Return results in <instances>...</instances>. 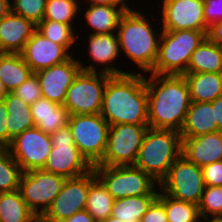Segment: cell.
Returning <instances> with one entry per match:
<instances>
[{
	"instance_id": "obj_1",
	"label": "cell",
	"mask_w": 222,
	"mask_h": 222,
	"mask_svg": "<svg viewBox=\"0 0 222 222\" xmlns=\"http://www.w3.org/2000/svg\"><path fill=\"white\" fill-rule=\"evenodd\" d=\"M145 74L148 96V127L182 129L191 99L183 75Z\"/></svg>"
},
{
	"instance_id": "obj_37",
	"label": "cell",
	"mask_w": 222,
	"mask_h": 222,
	"mask_svg": "<svg viewBox=\"0 0 222 222\" xmlns=\"http://www.w3.org/2000/svg\"><path fill=\"white\" fill-rule=\"evenodd\" d=\"M12 93L28 105H32L36 100L42 98L39 80L34 73Z\"/></svg>"
},
{
	"instance_id": "obj_6",
	"label": "cell",
	"mask_w": 222,
	"mask_h": 222,
	"mask_svg": "<svg viewBox=\"0 0 222 222\" xmlns=\"http://www.w3.org/2000/svg\"><path fill=\"white\" fill-rule=\"evenodd\" d=\"M96 177L103 183L111 196L122 199L141 195H158L159 183L149 174L134 165H94Z\"/></svg>"
},
{
	"instance_id": "obj_17",
	"label": "cell",
	"mask_w": 222,
	"mask_h": 222,
	"mask_svg": "<svg viewBox=\"0 0 222 222\" xmlns=\"http://www.w3.org/2000/svg\"><path fill=\"white\" fill-rule=\"evenodd\" d=\"M81 71L78 59L73 55L66 61L34 73L42 92V97L64 104L66 92Z\"/></svg>"
},
{
	"instance_id": "obj_25",
	"label": "cell",
	"mask_w": 222,
	"mask_h": 222,
	"mask_svg": "<svg viewBox=\"0 0 222 222\" xmlns=\"http://www.w3.org/2000/svg\"><path fill=\"white\" fill-rule=\"evenodd\" d=\"M7 108L8 146L11 141L27 129L35 127L30 105L8 92L3 98Z\"/></svg>"
},
{
	"instance_id": "obj_18",
	"label": "cell",
	"mask_w": 222,
	"mask_h": 222,
	"mask_svg": "<svg viewBox=\"0 0 222 222\" xmlns=\"http://www.w3.org/2000/svg\"><path fill=\"white\" fill-rule=\"evenodd\" d=\"M71 52L35 30L20 54L33 73H36L68 60L72 56Z\"/></svg>"
},
{
	"instance_id": "obj_20",
	"label": "cell",
	"mask_w": 222,
	"mask_h": 222,
	"mask_svg": "<svg viewBox=\"0 0 222 222\" xmlns=\"http://www.w3.org/2000/svg\"><path fill=\"white\" fill-rule=\"evenodd\" d=\"M35 30L31 20L10 11L0 20V53H20Z\"/></svg>"
},
{
	"instance_id": "obj_22",
	"label": "cell",
	"mask_w": 222,
	"mask_h": 222,
	"mask_svg": "<svg viewBox=\"0 0 222 222\" xmlns=\"http://www.w3.org/2000/svg\"><path fill=\"white\" fill-rule=\"evenodd\" d=\"M30 111L35 127L49 135L68 124L70 116L63 105L43 97L30 105Z\"/></svg>"
},
{
	"instance_id": "obj_49",
	"label": "cell",
	"mask_w": 222,
	"mask_h": 222,
	"mask_svg": "<svg viewBox=\"0 0 222 222\" xmlns=\"http://www.w3.org/2000/svg\"><path fill=\"white\" fill-rule=\"evenodd\" d=\"M7 90L4 87L2 80L0 79V100H2L7 95Z\"/></svg>"
},
{
	"instance_id": "obj_48",
	"label": "cell",
	"mask_w": 222,
	"mask_h": 222,
	"mask_svg": "<svg viewBox=\"0 0 222 222\" xmlns=\"http://www.w3.org/2000/svg\"><path fill=\"white\" fill-rule=\"evenodd\" d=\"M31 222H55V221L48 220L43 215H35Z\"/></svg>"
},
{
	"instance_id": "obj_23",
	"label": "cell",
	"mask_w": 222,
	"mask_h": 222,
	"mask_svg": "<svg viewBox=\"0 0 222 222\" xmlns=\"http://www.w3.org/2000/svg\"><path fill=\"white\" fill-rule=\"evenodd\" d=\"M87 8V9H86ZM84 7V19L91 34H110L117 31L122 15L130 6L91 5Z\"/></svg>"
},
{
	"instance_id": "obj_31",
	"label": "cell",
	"mask_w": 222,
	"mask_h": 222,
	"mask_svg": "<svg viewBox=\"0 0 222 222\" xmlns=\"http://www.w3.org/2000/svg\"><path fill=\"white\" fill-rule=\"evenodd\" d=\"M165 206L168 222H199L198 205L175 199L159 191L157 197Z\"/></svg>"
},
{
	"instance_id": "obj_19",
	"label": "cell",
	"mask_w": 222,
	"mask_h": 222,
	"mask_svg": "<svg viewBox=\"0 0 222 222\" xmlns=\"http://www.w3.org/2000/svg\"><path fill=\"white\" fill-rule=\"evenodd\" d=\"M181 139V155L189 162L202 168L222 160V131Z\"/></svg>"
},
{
	"instance_id": "obj_24",
	"label": "cell",
	"mask_w": 222,
	"mask_h": 222,
	"mask_svg": "<svg viewBox=\"0 0 222 222\" xmlns=\"http://www.w3.org/2000/svg\"><path fill=\"white\" fill-rule=\"evenodd\" d=\"M191 102H212L222 96V73H185Z\"/></svg>"
},
{
	"instance_id": "obj_50",
	"label": "cell",
	"mask_w": 222,
	"mask_h": 222,
	"mask_svg": "<svg viewBox=\"0 0 222 222\" xmlns=\"http://www.w3.org/2000/svg\"><path fill=\"white\" fill-rule=\"evenodd\" d=\"M97 222H125V221L110 216V217H108V218L99 220V221H97Z\"/></svg>"
},
{
	"instance_id": "obj_4",
	"label": "cell",
	"mask_w": 222,
	"mask_h": 222,
	"mask_svg": "<svg viewBox=\"0 0 222 222\" xmlns=\"http://www.w3.org/2000/svg\"><path fill=\"white\" fill-rule=\"evenodd\" d=\"M181 150L182 139L179 131L148 127L134 166L160 183L181 155Z\"/></svg>"
},
{
	"instance_id": "obj_16",
	"label": "cell",
	"mask_w": 222,
	"mask_h": 222,
	"mask_svg": "<svg viewBox=\"0 0 222 222\" xmlns=\"http://www.w3.org/2000/svg\"><path fill=\"white\" fill-rule=\"evenodd\" d=\"M90 34V35H89ZM88 34V49L90 59L92 62L89 65L78 59L82 71L86 72H102L110 75H123L126 73H133V71H125L116 67L118 57L121 56L120 45L118 41L117 33L110 34ZM117 60V61H116ZM97 63L96 65L94 63ZM84 63V65H83ZM103 66L101 69L97 68V65ZM116 65V66H114Z\"/></svg>"
},
{
	"instance_id": "obj_41",
	"label": "cell",
	"mask_w": 222,
	"mask_h": 222,
	"mask_svg": "<svg viewBox=\"0 0 222 222\" xmlns=\"http://www.w3.org/2000/svg\"><path fill=\"white\" fill-rule=\"evenodd\" d=\"M7 108L4 100H0V148L8 147V128L6 124Z\"/></svg>"
},
{
	"instance_id": "obj_43",
	"label": "cell",
	"mask_w": 222,
	"mask_h": 222,
	"mask_svg": "<svg viewBox=\"0 0 222 222\" xmlns=\"http://www.w3.org/2000/svg\"><path fill=\"white\" fill-rule=\"evenodd\" d=\"M60 222H97L87 210H83L75 213L70 218L62 220Z\"/></svg>"
},
{
	"instance_id": "obj_9",
	"label": "cell",
	"mask_w": 222,
	"mask_h": 222,
	"mask_svg": "<svg viewBox=\"0 0 222 222\" xmlns=\"http://www.w3.org/2000/svg\"><path fill=\"white\" fill-rule=\"evenodd\" d=\"M110 74L80 71L66 92L63 106L70 115L100 114Z\"/></svg>"
},
{
	"instance_id": "obj_26",
	"label": "cell",
	"mask_w": 222,
	"mask_h": 222,
	"mask_svg": "<svg viewBox=\"0 0 222 222\" xmlns=\"http://www.w3.org/2000/svg\"><path fill=\"white\" fill-rule=\"evenodd\" d=\"M222 73V46L208 37L192 53L186 73Z\"/></svg>"
},
{
	"instance_id": "obj_33",
	"label": "cell",
	"mask_w": 222,
	"mask_h": 222,
	"mask_svg": "<svg viewBox=\"0 0 222 222\" xmlns=\"http://www.w3.org/2000/svg\"><path fill=\"white\" fill-rule=\"evenodd\" d=\"M80 4L79 0H47L43 19L71 25L74 28L75 18L82 10L79 8L82 7Z\"/></svg>"
},
{
	"instance_id": "obj_39",
	"label": "cell",
	"mask_w": 222,
	"mask_h": 222,
	"mask_svg": "<svg viewBox=\"0 0 222 222\" xmlns=\"http://www.w3.org/2000/svg\"><path fill=\"white\" fill-rule=\"evenodd\" d=\"M140 222H168L164 204L156 198L142 216Z\"/></svg>"
},
{
	"instance_id": "obj_45",
	"label": "cell",
	"mask_w": 222,
	"mask_h": 222,
	"mask_svg": "<svg viewBox=\"0 0 222 222\" xmlns=\"http://www.w3.org/2000/svg\"><path fill=\"white\" fill-rule=\"evenodd\" d=\"M128 0H83L82 2L91 5H107V6H129Z\"/></svg>"
},
{
	"instance_id": "obj_38",
	"label": "cell",
	"mask_w": 222,
	"mask_h": 222,
	"mask_svg": "<svg viewBox=\"0 0 222 222\" xmlns=\"http://www.w3.org/2000/svg\"><path fill=\"white\" fill-rule=\"evenodd\" d=\"M201 169L205 186H222V160L210 163Z\"/></svg>"
},
{
	"instance_id": "obj_36",
	"label": "cell",
	"mask_w": 222,
	"mask_h": 222,
	"mask_svg": "<svg viewBox=\"0 0 222 222\" xmlns=\"http://www.w3.org/2000/svg\"><path fill=\"white\" fill-rule=\"evenodd\" d=\"M198 208L200 216L222 215V186H205Z\"/></svg>"
},
{
	"instance_id": "obj_44",
	"label": "cell",
	"mask_w": 222,
	"mask_h": 222,
	"mask_svg": "<svg viewBox=\"0 0 222 222\" xmlns=\"http://www.w3.org/2000/svg\"><path fill=\"white\" fill-rule=\"evenodd\" d=\"M211 103L214 109V115H215V120L217 123V128L220 131H222V96H219Z\"/></svg>"
},
{
	"instance_id": "obj_27",
	"label": "cell",
	"mask_w": 222,
	"mask_h": 222,
	"mask_svg": "<svg viewBox=\"0 0 222 222\" xmlns=\"http://www.w3.org/2000/svg\"><path fill=\"white\" fill-rule=\"evenodd\" d=\"M32 74L20 53H0V79L7 92L14 91Z\"/></svg>"
},
{
	"instance_id": "obj_8",
	"label": "cell",
	"mask_w": 222,
	"mask_h": 222,
	"mask_svg": "<svg viewBox=\"0 0 222 222\" xmlns=\"http://www.w3.org/2000/svg\"><path fill=\"white\" fill-rule=\"evenodd\" d=\"M52 149L43 170L66 179L90 172L93 166L75 146L68 124L50 135Z\"/></svg>"
},
{
	"instance_id": "obj_42",
	"label": "cell",
	"mask_w": 222,
	"mask_h": 222,
	"mask_svg": "<svg viewBox=\"0 0 222 222\" xmlns=\"http://www.w3.org/2000/svg\"><path fill=\"white\" fill-rule=\"evenodd\" d=\"M207 37L214 43L222 46V20L209 27Z\"/></svg>"
},
{
	"instance_id": "obj_13",
	"label": "cell",
	"mask_w": 222,
	"mask_h": 222,
	"mask_svg": "<svg viewBox=\"0 0 222 222\" xmlns=\"http://www.w3.org/2000/svg\"><path fill=\"white\" fill-rule=\"evenodd\" d=\"M159 20L162 31L195 30L208 34L209 27L204 18V0H160ZM159 18V19H157ZM161 20V21H160Z\"/></svg>"
},
{
	"instance_id": "obj_12",
	"label": "cell",
	"mask_w": 222,
	"mask_h": 222,
	"mask_svg": "<svg viewBox=\"0 0 222 222\" xmlns=\"http://www.w3.org/2000/svg\"><path fill=\"white\" fill-rule=\"evenodd\" d=\"M65 180L52 172L35 169L22 173L19 191L29 209L35 215H43L60 193Z\"/></svg>"
},
{
	"instance_id": "obj_7",
	"label": "cell",
	"mask_w": 222,
	"mask_h": 222,
	"mask_svg": "<svg viewBox=\"0 0 222 222\" xmlns=\"http://www.w3.org/2000/svg\"><path fill=\"white\" fill-rule=\"evenodd\" d=\"M75 146L92 165H96L103 157L110 125L100 114H74L69 116Z\"/></svg>"
},
{
	"instance_id": "obj_29",
	"label": "cell",
	"mask_w": 222,
	"mask_h": 222,
	"mask_svg": "<svg viewBox=\"0 0 222 222\" xmlns=\"http://www.w3.org/2000/svg\"><path fill=\"white\" fill-rule=\"evenodd\" d=\"M34 216L19 190L0 193V222H31Z\"/></svg>"
},
{
	"instance_id": "obj_47",
	"label": "cell",
	"mask_w": 222,
	"mask_h": 222,
	"mask_svg": "<svg viewBox=\"0 0 222 222\" xmlns=\"http://www.w3.org/2000/svg\"><path fill=\"white\" fill-rule=\"evenodd\" d=\"M212 218H211V217ZM208 215V216H201V222H202V220L204 221H206V222H222V215L221 214H217V215Z\"/></svg>"
},
{
	"instance_id": "obj_11",
	"label": "cell",
	"mask_w": 222,
	"mask_h": 222,
	"mask_svg": "<svg viewBox=\"0 0 222 222\" xmlns=\"http://www.w3.org/2000/svg\"><path fill=\"white\" fill-rule=\"evenodd\" d=\"M148 125L117 124L110 126L102 159L96 165H134Z\"/></svg>"
},
{
	"instance_id": "obj_28",
	"label": "cell",
	"mask_w": 222,
	"mask_h": 222,
	"mask_svg": "<svg viewBox=\"0 0 222 222\" xmlns=\"http://www.w3.org/2000/svg\"><path fill=\"white\" fill-rule=\"evenodd\" d=\"M157 197L158 195H141L116 199L112 206L111 217L125 222H140Z\"/></svg>"
},
{
	"instance_id": "obj_32",
	"label": "cell",
	"mask_w": 222,
	"mask_h": 222,
	"mask_svg": "<svg viewBox=\"0 0 222 222\" xmlns=\"http://www.w3.org/2000/svg\"><path fill=\"white\" fill-rule=\"evenodd\" d=\"M36 30L52 42L63 45L68 51L74 48L79 36L71 25L45 19L36 25Z\"/></svg>"
},
{
	"instance_id": "obj_35",
	"label": "cell",
	"mask_w": 222,
	"mask_h": 222,
	"mask_svg": "<svg viewBox=\"0 0 222 222\" xmlns=\"http://www.w3.org/2000/svg\"><path fill=\"white\" fill-rule=\"evenodd\" d=\"M11 11L31 20L35 25L41 22L45 15L47 0H10Z\"/></svg>"
},
{
	"instance_id": "obj_14",
	"label": "cell",
	"mask_w": 222,
	"mask_h": 222,
	"mask_svg": "<svg viewBox=\"0 0 222 222\" xmlns=\"http://www.w3.org/2000/svg\"><path fill=\"white\" fill-rule=\"evenodd\" d=\"M95 178L96 174L92 169L84 175L66 179L60 193L43 216L48 220L60 222L85 210L90 183Z\"/></svg>"
},
{
	"instance_id": "obj_46",
	"label": "cell",
	"mask_w": 222,
	"mask_h": 222,
	"mask_svg": "<svg viewBox=\"0 0 222 222\" xmlns=\"http://www.w3.org/2000/svg\"><path fill=\"white\" fill-rule=\"evenodd\" d=\"M11 11L10 0H0V20Z\"/></svg>"
},
{
	"instance_id": "obj_30",
	"label": "cell",
	"mask_w": 222,
	"mask_h": 222,
	"mask_svg": "<svg viewBox=\"0 0 222 222\" xmlns=\"http://www.w3.org/2000/svg\"><path fill=\"white\" fill-rule=\"evenodd\" d=\"M114 201L115 199L96 177L90 183L85 210H87L96 221H99L111 216Z\"/></svg>"
},
{
	"instance_id": "obj_2",
	"label": "cell",
	"mask_w": 222,
	"mask_h": 222,
	"mask_svg": "<svg viewBox=\"0 0 222 222\" xmlns=\"http://www.w3.org/2000/svg\"><path fill=\"white\" fill-rule=\"evenodd\" d=\"M145 74L111 75L105 87L100 115L112 125H148Z\"/></svg>"
},
{
	"instance_id": "obj_10",
	"label": "cell",
	"mask_w": 222,
	"mask_h": 222,
	"mask_svg": "<svg viewBox=\"0 0 222 222\" xmlns=\"http://www.w3.org/2000/svg\"><path fill=\"white\" fill-rule=\"evenodd\" d=\"M205 184L201 167L180 155L159 183V190L175 199L199 205Z\"/></svg>"
},
{
	"instance_id": "obj_34",
	"label": "cell",
	"mask_w": 222,
	"mask_h": 222,
	"mask_svg": "<svg viewBox=\"0 0 222 222\" xmlns=\"http://www.w3.org/2000/svg\"><path fill=\"white\" fill-rule=\"evenodd\" d=\"M23 171L7 148H0V193L19 190Z\"/></svg>"
},
{
	"instance_id": "obj_5",
	"label": "cell",
	"mask_w": 222,
	"mask_h": 222,
	"mask_svg": "<svg viewBox=\"0 0 222 222\" xmlns=\"http://www.w3.org/2000/svg\"><path fill=\"white\" fill-rule=\"evenodd\" d=\"M202 31H161L156 63L151 74L184 75L192 53L205 40Z\"/></svg>"
},
{
	"instance_id": "obj_15",
	"label": "cell",
	"mask_w": 222,
	"mask_h": 222,
	"mask_svg": "<svg viewBox=\"0 0 222 222\" xmlns=\"http://www.w3.org/2000/svg\"><path fill=\"white\" fill-rule=\"evenodd\" d=\"M23 172L43 169L52 149L49 134L37 127L25 130L7 147Z\"/></svg>"
},
{
	"instance_id": "obj_40",
	"label": "cell",
	"mask_w": 222,
	"mask_h": 222,
	"mask_svg": "<svg viewBox=\"0 0 222 222\" xmlns=\"http://www.w3.org/2000/svg\"><path fill=\"white\" fill-rule=\"evenodd\" d=\"M204 18L208 27L222 20V0H204Z\"/></svg>"
},
{
	"instance_id": "obj_3",
	"label": "cell",
	"mask_w": 222,
	"mask_h": 222,
	"mask_svg": "<svg viewBox=\"0 0 222 222\" xmlns=\"http://www.w3.org/2000/svg\"><path fill=\"white\" fill-rule=\"evenodd\" d=\"M142 12V9L137 11L135 7L127 10L120 19L116 33L120 52L138 66L136 71L141 69L140 73L147 74L157 60L162 28L158 24V34L151 25L152 20Z\"/></svg>"
},
{
	"instance_id": "obj_21",
	"label": "cell",
	"mask_w": 222,
	"mask_h": 222,
	"mask_svg": "<svg viewBox=\"0 0 222 222\" xmlns=\"http://www.w3.org/2000/svg\"><path fill=\"white\" fill-rule=\"evenodd\" d=\"M220 131L217 128L214 109L211 102H191L186 113L181 138H193Z\"/></svg>"
}]
</instances>
